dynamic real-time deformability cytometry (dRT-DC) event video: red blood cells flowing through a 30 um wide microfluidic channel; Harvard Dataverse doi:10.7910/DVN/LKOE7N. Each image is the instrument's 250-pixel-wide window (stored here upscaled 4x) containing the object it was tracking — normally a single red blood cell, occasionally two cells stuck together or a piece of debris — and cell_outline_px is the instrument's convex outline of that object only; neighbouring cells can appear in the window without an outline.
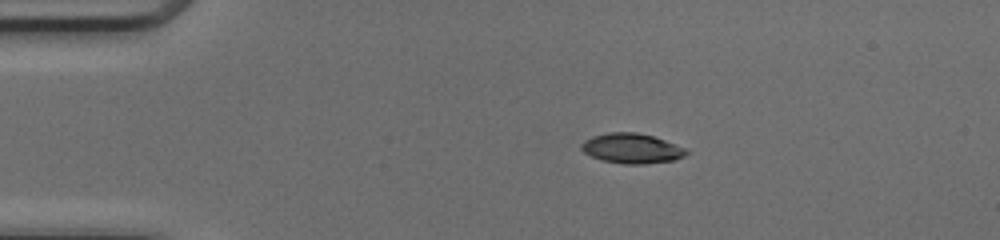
{"species": "common noctule bat (a hibernating species)", "species_latin": "Nyctalus noctula", "temperature_condition": "cold", "stored_images_in_passage": 36, "camera_frame_rate_fps": 3000, "um_per_image_px": 0.085, "animal": {"sex": "female", "body_mass_g": 17.0, "forearm_length_mm": 48.0}, "frame": {"image": 1, "passage_image": 9, "time_ms": 2.667, "image_size_px": [1000, 240], "cell_outline_px": [[688, 152], [684, 156], [676, 160], [644, 164], [624, 164], [604, 160], [592, 156], [584, 152], [580, 148], [580, 144], [584, 140], [592, 136], [608, 132], [636, 132], [652, 136], [664, 140], [684, 148]], "centroid_in_image_um": [53.67, 12.61], "position_along_channel_um": 31.3, "area_um2": 18.21}}
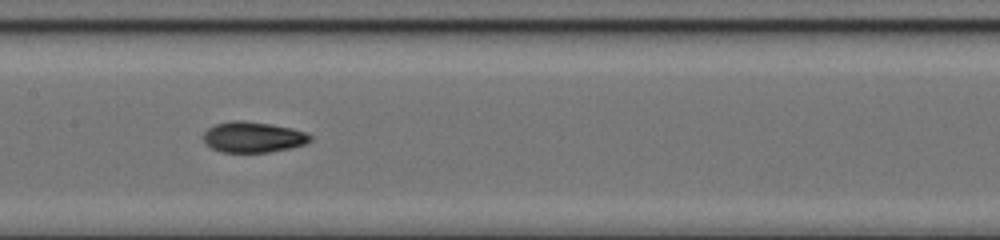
{"frame": {"image": 2, "passage_image": 24, "time_ms": 7.667, "image_size_px": [1000, 240], "cell_outline_px": [[312, 140], [304, 144], [288, 148], [268, 152], [220, 152], [204, 144], [204, 132], [208, 128], [216, 124], [228, 120], [244, 120], [272, 124], [292, 128], [304, 132], [312, 136]], "centroid_in_image_um": [21.48, 11.64], "position_along_channel_um": 185.9, "area_um2": 19.19}}
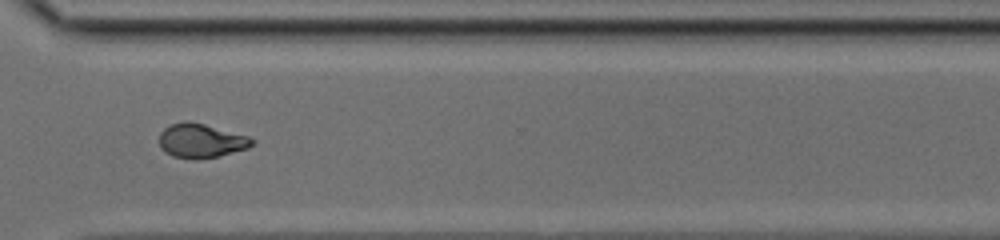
{"frame": {"image": 3, "passage_image": 36, "time_ms": 11.667, "image_size_px": [1000, 240], "cell_outline_px": [[256, 144], [248, 148], [220, 156], [196, 160], [192, 160], [172, 156], [164, 152], [160, 148], [160, 132], [164, 128], [172, 124], [204, 124], [248, 136], [256, 140]], "centroid_in_image_um": [17.13, 12.02], "position_along_channel_um": 353.5, "area_um2": 18.26}}